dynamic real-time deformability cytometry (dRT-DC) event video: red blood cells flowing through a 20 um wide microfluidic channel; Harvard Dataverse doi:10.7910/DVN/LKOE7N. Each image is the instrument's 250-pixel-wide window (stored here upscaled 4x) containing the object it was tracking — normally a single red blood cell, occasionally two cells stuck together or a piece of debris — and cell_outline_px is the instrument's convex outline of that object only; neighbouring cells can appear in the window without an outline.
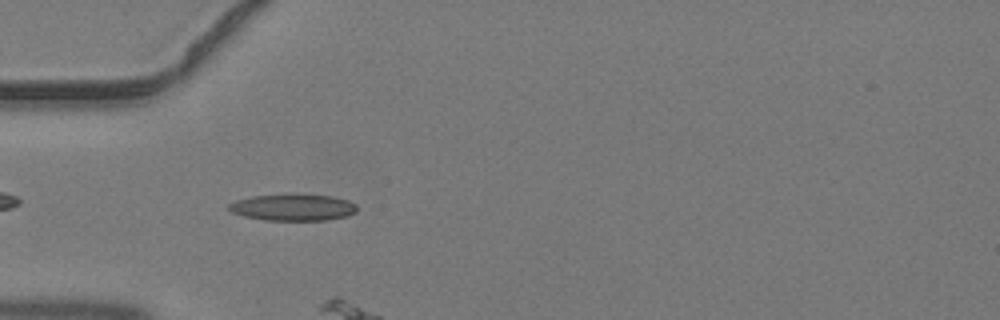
{"species": "common noctule bat (a hibernating species)", "species_latin": "Nyctalus noctula", "temperature_condition": "warm", "stored_images_in_passage": 33, "camera_frame_rate_fps": 3000, "um_per_image_px": 0.085, "animal": {"sex": "male", "body_mass_g": 19.2, "forearm_length_mm": 51.8}, "frame": {"image": 1, "passage_image": 3, "time_ms": 0.667, "image_size_px": [1000, 320], "cell_outline_px": [[356, 212], [348, 216], [328, 220], [264, 220], [244, 216], [232, 212], [228, 208], [228, 204], [236, 200], [252, 196], [332, 196], [348, 200], [356, 204]], "centroid_in_image_um": [24.92, 17.66], "position_along_channel_um": 60.1, "area_um2": 19.31}}
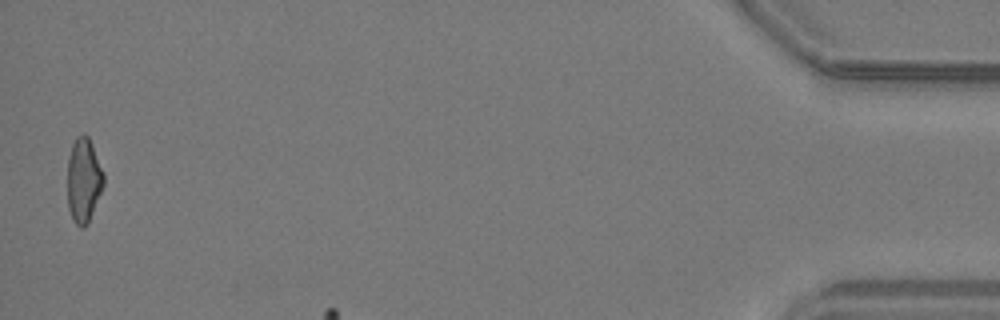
{"frame": {"image": 2, "passage_image": 33, "time_ms": 10.667, "image_size_px": [1000, 320], "cell_outline_px": [[104, 184], [88, 224], [84, 228], [80, 228], [72, 220], [68, 208], [68, 156], [72, 144], [76, 136], [84, 132], [88, 136], [92, 144], [104, 172]], "centroid_in_image_um": [7.11, 15.31], "position_along_channel_um": 428.1, "area_um2": 18.09}}